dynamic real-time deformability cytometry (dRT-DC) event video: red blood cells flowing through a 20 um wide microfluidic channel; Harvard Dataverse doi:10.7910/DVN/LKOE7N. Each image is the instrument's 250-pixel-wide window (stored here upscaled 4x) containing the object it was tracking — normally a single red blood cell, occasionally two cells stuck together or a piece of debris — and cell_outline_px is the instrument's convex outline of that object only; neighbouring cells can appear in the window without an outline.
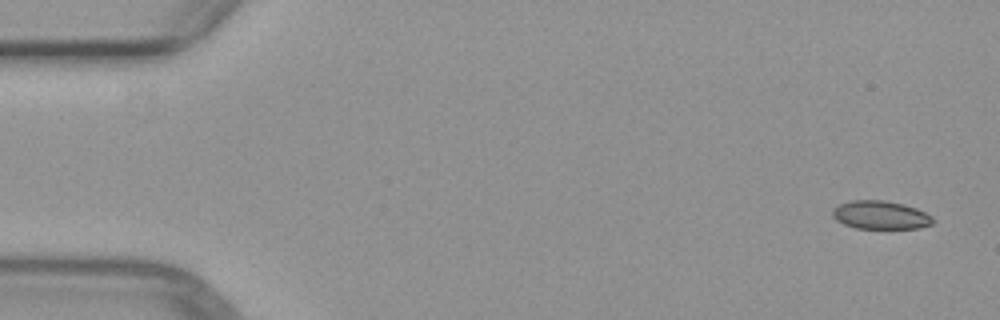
{"species": "common noctule bat (a hibernating species)", "species_latin": "Nyctalus noctula", "temperature_condition": "warm", "stored_images_in_passage": 3, "camera_frame_rate_fps": 3000, "um_per_image_px": 0.085, "animal": {"sex": "female", "body_mass_g": 29.2, "forearm_length_mm": 56.3}, "frame": {"image": 1, "passage_image": 1, "time_ms": 0.0, "image_size_px": [1000, 320], "cell_outline_px": [[932, 224], [920, 228], [856, 228], [844, 224], [836, 220], [832, 216], [832, 208], [840, 204], [852, 200], [884, 200], [904, 204], [916, 208], [932, 216]], "centroid_in_image_um": [74.82, 18.27], "position_along_channel_um": 10.2, "area_um2": 16.53}}